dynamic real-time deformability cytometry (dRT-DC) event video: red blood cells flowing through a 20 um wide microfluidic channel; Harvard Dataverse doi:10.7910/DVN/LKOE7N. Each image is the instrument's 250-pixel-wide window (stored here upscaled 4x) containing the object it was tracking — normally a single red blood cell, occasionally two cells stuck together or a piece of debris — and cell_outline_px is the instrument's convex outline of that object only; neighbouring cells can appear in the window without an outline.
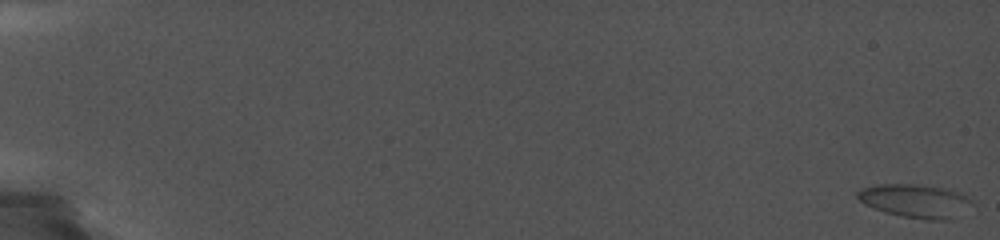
{"species": "common noctule bat (a hibernating species)", "species_latin": "Nyctalus noctula", "temperature_condition": "cold", "stored_images_in_passage": 39, "camera_frame_rate_fps": 5000, "um_per_image_px": 0.085, "animal": {"sex": "female", "body_mass_g": 19.0, "forearm_length_mm": 56.7}, "frame": {"image": 1, "passage_image": 1, "time_ms": 0.0, "image_size_px": [1000, 240], "cell_outline_px": [[968, 200], [948, 220], [928, 220], [904, 216], [884, 212], [864, 204], [856, 196], [856, 192], [860, 188], [880, 184], [916, 184], [944, 188], [960, 192]], "centroid_in_image_um": [77.61, 17.04], "position_along_channel_um": 7.4, "area_um2": 21.33}}
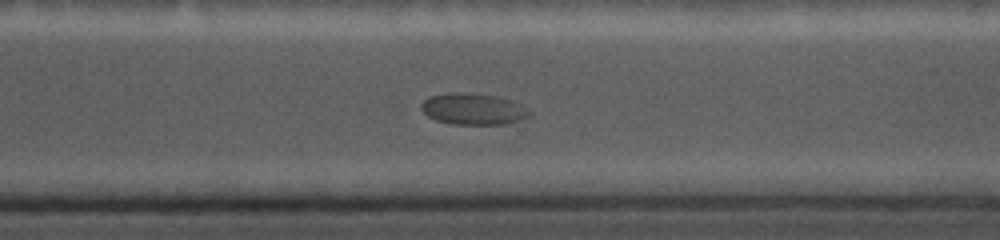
{"frame": {"image": 2, "passage_image": 31, "time_ms": 15.0, "image_size_px": [1000, 240], "cell_outline_px": [[532, 112], [528, 116], [520, 120], [508, 124], [456, 124], [436, 120], [428, 116], [420, 108], [420, 104], [428, 96], [448, 92], [464, 92], [500, 96], [512, 100], [528, 108]], "centroid_in_image_um": [40.23, 9.25], "position_along_channel_um": 330.4, "area_um2": 20.06}}
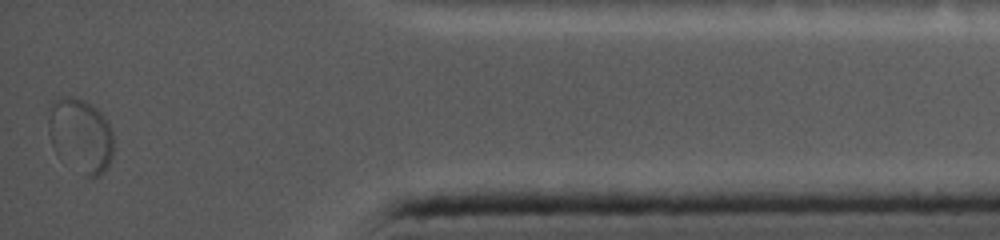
{"frame": {"image": 3, "passage_image": 39, "time_ms": 18.4, "image_size_px": [1000, 240], "cell_outline_px": [[112, 156], [104, 172], [100, 176], [84, 176], [56, 152], [52, 144], [48, 132], [48, 104], [52, 100], [64, 96], [68, 96], [84, 100], [96, 108], [108, 120], [112, 132]], "centroid_in_image_um": [6.83, 11.47], "position_along_channel_um": 428.4, "area_um2": 28.21}}